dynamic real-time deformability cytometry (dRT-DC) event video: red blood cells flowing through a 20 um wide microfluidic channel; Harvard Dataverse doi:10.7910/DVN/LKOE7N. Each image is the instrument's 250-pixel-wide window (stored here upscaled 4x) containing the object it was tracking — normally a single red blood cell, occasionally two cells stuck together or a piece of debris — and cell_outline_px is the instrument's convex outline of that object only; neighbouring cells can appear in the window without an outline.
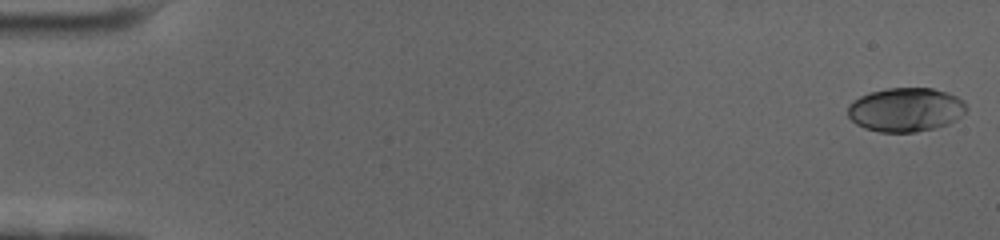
{"species": "human", "species_latin": "Homo sapiens", "temperature_condition": "cold", "stored_images_in_passage": 59, "camera_frame_rate_fps": 3000, "um_per_image_px": 0.085, "donor": {"sex": "female"}, "frame": {"image": 1, "passage_image": 1, "time_ms": 0.0, "image_size_px": [1000, 240], "cell_outline_px": [[968, 108], [956, 120], [948, 124], [936, 128], [916, 132], [880, 132], [864, 128], [856, 124], [848, 116], [848, 104], [852, 100], [860, 96], [872, 92], [888, 88], [932, 88], [948, 92], [964, 100]], "centroid_in_image_um": [76.99, 9.32], "position_along_channel_um": 8.0, "area_um2": 30.58}}
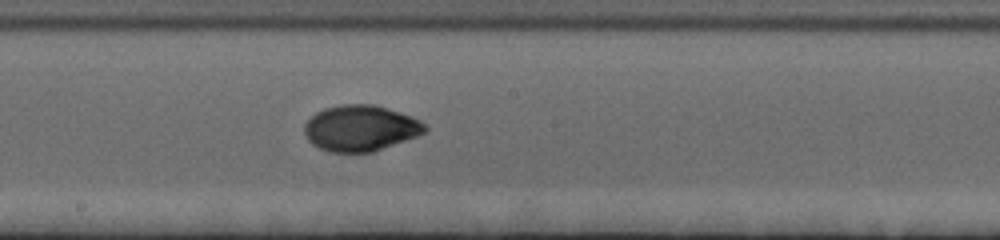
{"frame": {"image": 2, "passage_image": 33, "time_ms": 10.667, "image_size_px": [1000, 240], "cell_outline_px": [[428, 128], [424, 132], [416, 136], [372, 152], [328, 152], [312, 144], [308, 140], [304, 132], [304, 124], [316, 112], [324, 108], [340, 104], [372, 104], [400, 112], [412, 116], [420, 120]], "centroid_in_image_um": [30.61, 10.89], "position_along_channel_um": 217.6, "area_um2": 32.14}}
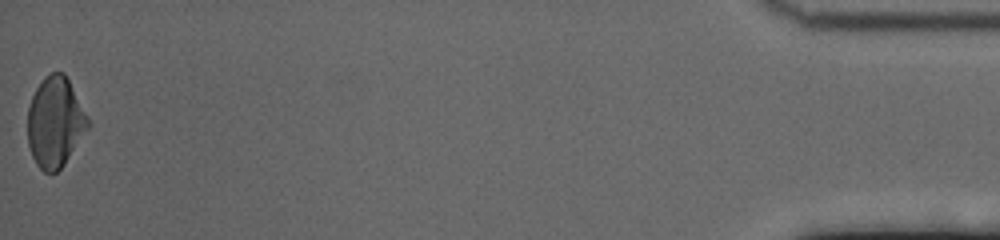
{"frame": {"image": 3, "passage_image": 59, "time_ms": 19.333, "image_size_px": [1000, 240], "cell_outline_px": [[92, 124], [64, 164], [56, 172], [44, 172], [36, 164], [32, 156], [28, 144], [28, 108], [32, 96], [36, 88], [44, 76], [52, 72], [64, 72], [88, 116]], "centroid_in_image_um": [4.7, 10.38], "position_along_channel_um": 430.5, "area_um2": 31.79}, "authors_computed_cell_mechanics": {"area_um2": 31.212, "velocity_mm_per_s": 3.4764, "shape_relaxation_time_tau1_ms": 3.9443, "shape_relaxation_time_tau2_ms": 1.8426, "deformation_change_tau1": 0.1696, "deformation_change_tau2": 0.0299}}